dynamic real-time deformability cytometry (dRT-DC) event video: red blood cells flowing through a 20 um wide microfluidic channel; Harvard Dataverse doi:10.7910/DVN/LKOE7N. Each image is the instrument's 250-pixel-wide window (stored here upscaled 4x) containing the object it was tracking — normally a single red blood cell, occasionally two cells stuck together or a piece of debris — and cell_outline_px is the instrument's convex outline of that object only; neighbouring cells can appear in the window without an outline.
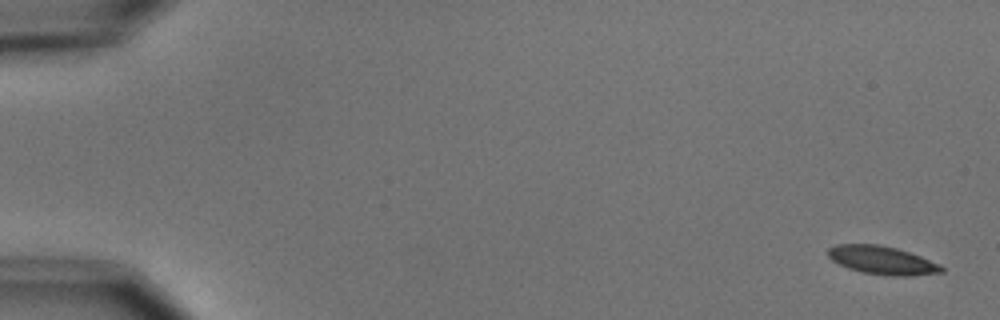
{"species": "common noctule bat (a hibernating species)", "species_latin": "Nyctalus noctula", "temperature_condition": "cold", "stored_images_in_passage": 11, "camera_frame_rate_fps": 3000, "um_per_image_px": 0.085, "animal": {"sex": "male", "body_mass_g": 15.6}, "frame": {"image": 1, "passage_image": 1, "time_ms": 0.0, "image_size_px": [1000, 320], "cell_outline_px": [[944, 272], [908, 276], [884, 276], [860, 272], [848, 268], [832, 260], [828, 256], [828, 248], [836, 244], [880, 244], [896, 248], [920, 256], [940, 264], [944, 268]], "centroid_in_image_um": [74.98, 22.13], "position_along_channel_um": 10.0, "area_um2": 18.84}}
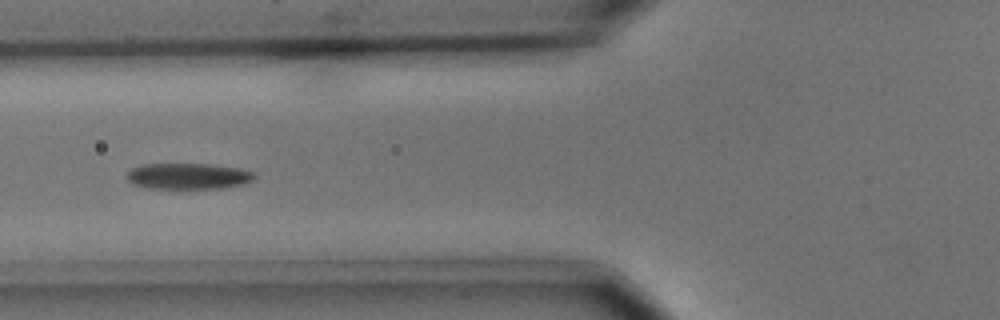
{"frame": {"image": 2, "passage_image": 6, "time_ms": 6.667, "image_size_px": [1000, 320], "cell_outline_px": [[256, 176], [252, 180], [240, 184], [220, 188], [148, 188], [132, 184], [128, 180], [128, 172], [132, 168], [140, 164], [212, 164], [240, 168], [252, 172]], "centroid_in_image_um": [15.97, 14.96], "position_along_channel_um": 109.8, "area_um2": 19.19}}
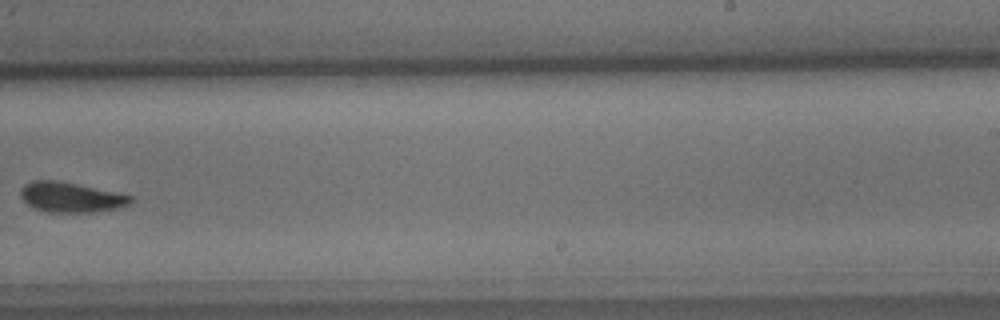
{"frame": {"image": 3, "passage_image": 10, "time_ms": 11.333, "image_size_px": [1000, 320], "cell_outline_px": [[132, 200], [128, 204], [120, 208], [96, 212], [48, 212], [36, 208], [28, 204], [20, 196], [20, 188], [24, 184], [32, 180], [60, 180], [116, 192], [132, 196]], "centroid_in_image_um": [6.01, 16.75], "position_along_channel_um": 283.0, "area_um2": 19.36}}